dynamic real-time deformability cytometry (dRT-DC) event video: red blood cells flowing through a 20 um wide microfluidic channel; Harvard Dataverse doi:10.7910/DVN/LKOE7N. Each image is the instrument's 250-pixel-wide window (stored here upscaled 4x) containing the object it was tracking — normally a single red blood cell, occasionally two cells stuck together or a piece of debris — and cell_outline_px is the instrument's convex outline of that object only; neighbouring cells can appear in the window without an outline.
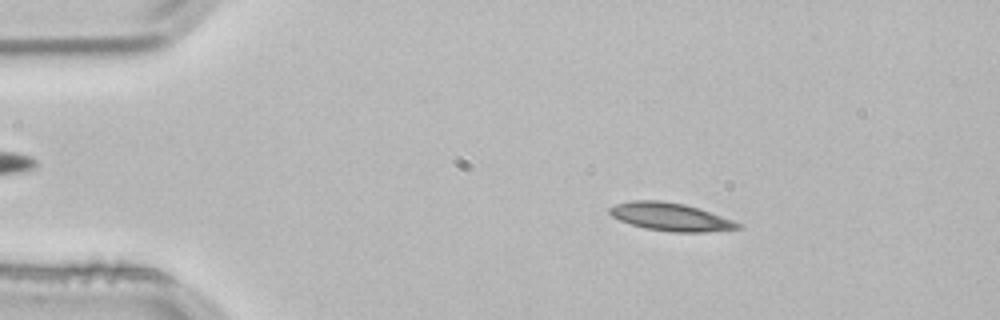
{"species": "common noctule bat (a hibernating species)", "species_latin": "Nyctalus noctula", "temperature_condition": "room temperature", "stored_images_in_passage": 46, "camera_frame_rate_fps": 3000, "um_per_image_px": 0.085, "animal": {"sex": "male", "body_mass_g": 21.5, "forearm_length_mm": 52.0}, "frame": {"image": 1, "passage_image": 2, "time_ms": 0.333, "image_size_px": [1000, 320], "cell_outline_px": [[744, 228], [704, 232], [672, 232], [644, 228], [620, 220], [612, 216], [608, 212], [608, 208], [616, 204], [632, 200], [660, 200], [684, 204], [700, 208], [744, 224]], "centroid_in_image_um": [57.04, 18.43], "position_along_channel_um": 28.0, "area_um2": 21.04}}
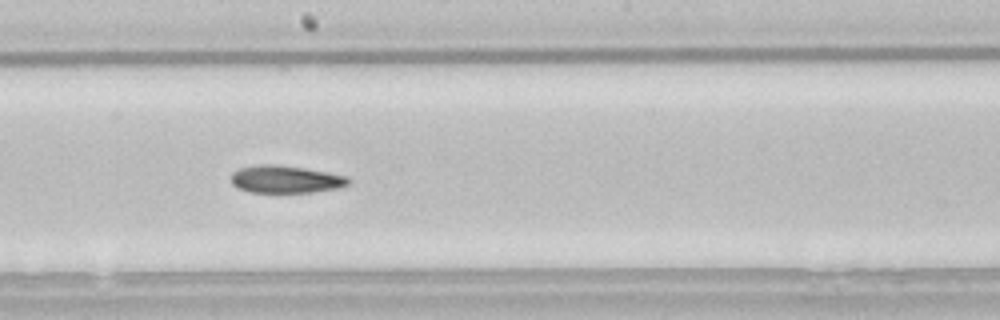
{"frame": {"image": 2, "passage_image": 22, "time_ms": 7.0, "image_size_px": [1000, 320], "cell_outline_px": [[352, 180], [348, 184], [340, 188], [312, 192], [252, 192], [236, 188], [232, 184], [232, 172], [240, 168], [256, 164], [276, 164], [304, 168], [328, 172], [348, 176]], "centroid_in_image_um": [24.3, 15.23], "position_along_channel_um": 223.9, "area_um2": 18.96}}
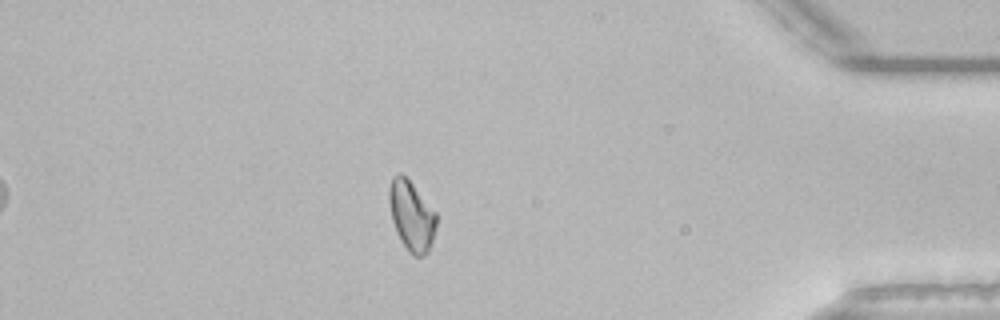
{"frame": {"image": 3, "passage_image": 39, "time_ms": 12.667, "image_size_px": [1000, 320], "cell_outline_px": [[436, 224], [432, 240], [428, 252], [424, 256], [412, 256], [408, 252], [400, 240], [396, 232], [392, 220], [388, 200], [388, 188], [392, 176], [396, 172], [400, 172], [412, 184], [436, 212]], "centroid_in_image_um": [34.94, 18.34], "position_along_channel_um": 400.3, "area_um2": 19.31}, "authors_computed_cell_mechanics": {"area_um2": 19.5653, "velocity_mm_per_s": 3.8279, "shape_relaxation_time_tau1_ms": 4.3979, "shape_relaxation_time_tau2_ms": 6.6163, "deformation_change_tau1": 0.1175, "deformation_change_tau2": 0.1166}}